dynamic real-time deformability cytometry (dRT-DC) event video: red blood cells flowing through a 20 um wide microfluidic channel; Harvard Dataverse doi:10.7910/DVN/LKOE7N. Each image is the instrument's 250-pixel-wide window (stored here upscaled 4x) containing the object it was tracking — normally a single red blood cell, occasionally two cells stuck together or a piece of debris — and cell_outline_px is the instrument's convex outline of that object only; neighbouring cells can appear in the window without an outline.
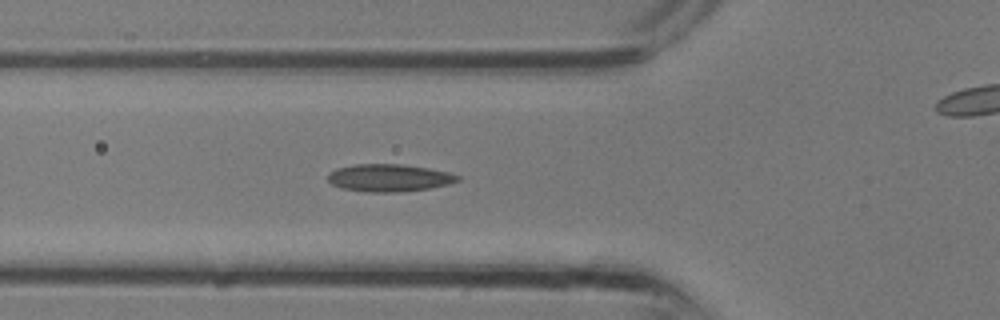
{"species": "common noctule bat (a hibernating species)", "species_latin": "Nyctalus noctula", "temperature_condition": "room temperature", "stored_images_in_passage": 8, "camera_frame_rate_fps": 3000, "um_per_image_px": 0.085, "animal": {"sex": "male", "body_mass_g": 13.3}, "frame": {"image": 1, "passage_image": 2, "time_ms": 0.333, "image_size_px": [1000, 320], "cell_outline_px": [[460, 180], [448, 184], [428, 188], [400, 192], [368, 192], [340, 188], [332, 184], [328, 180], [328, 172], [336, 168], [356, 164], [400, 164], [428, 168], [448, 172], [460, 176]], "centroid_in_image_um": [33.04, 15.11], "position_along_channel_um": 92.8, "area_um2": 20.75}}
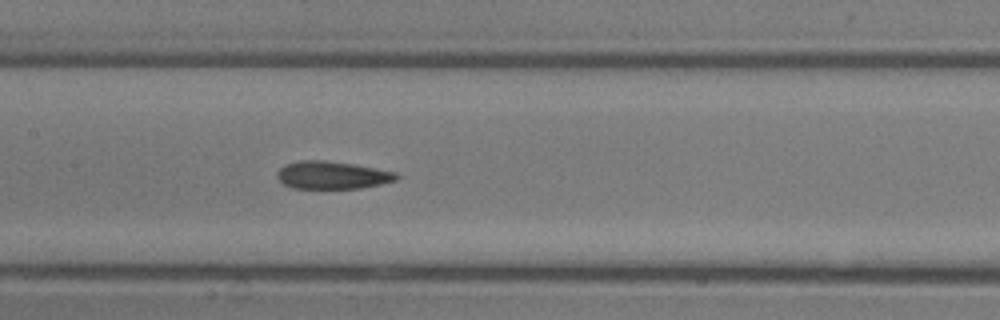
{"frame": {"image": 2, "passage_image": 6, "time_ms": 1.667, "image_size_px": [1000, 320], "cell_outline_px": [[400, 176], [396, 180], [380, 184], [360, 188], [292, 188], [284, 184], [276, 176], [276, 172], [284, 164], [300, 160], [324, 160], [352, 164], [396, 172]], "centroid_in_image_um": [28.2, 14.88], "position_along_channel_um": 179.2, "area_um2": 19.19}}
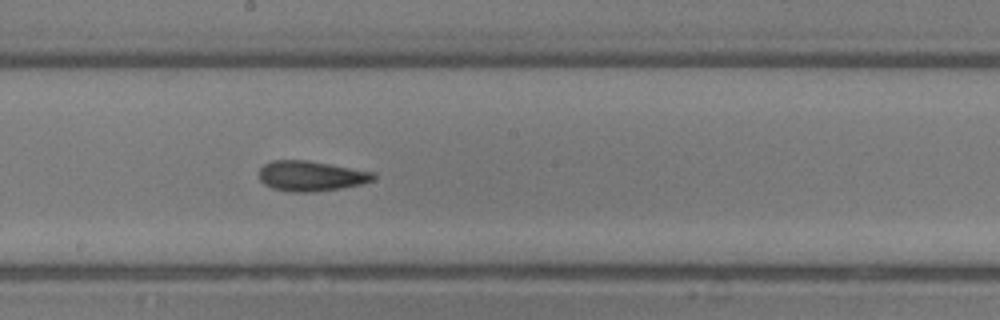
{"frame": {"image": 3, "passage_image": 8, "time_ms": 2.333, "image_size_px": [1000, 320], "cell_outline_px": [[376, 176], [372, 180], [360, 184], [340, 188], [312, 192], [292, 192], [272, 188], [264, 184], [260, 180], [260, 168], [264, 164], [272, 160], [308, 160], [376, 172]], "centroid_in_image_um": [26.43, 14.95], "position_along_channel_um": 221.8, "area_um2": 20.11}}